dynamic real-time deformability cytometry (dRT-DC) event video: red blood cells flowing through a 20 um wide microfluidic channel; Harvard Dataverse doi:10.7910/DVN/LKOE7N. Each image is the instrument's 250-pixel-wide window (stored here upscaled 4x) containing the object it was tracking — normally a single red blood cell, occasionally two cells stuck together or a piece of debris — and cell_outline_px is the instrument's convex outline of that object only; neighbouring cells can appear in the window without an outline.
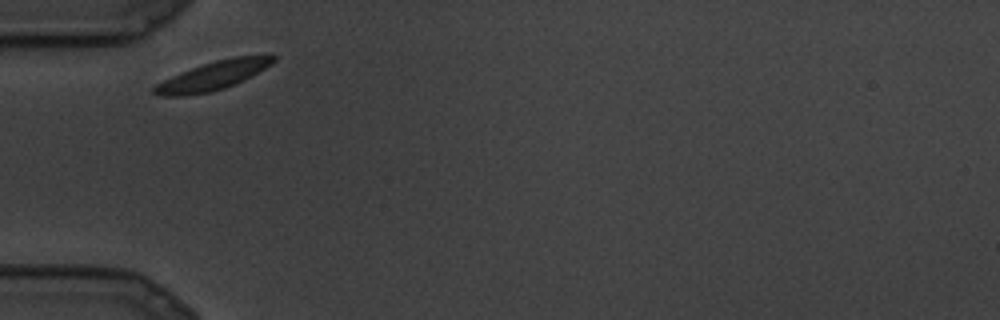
{"species": "common noctule bat (a hibernating species)", "species_latin": "Nyctalus noctula", "temperature_condition": "cold", "stored_images_in_passage": 6, "camera_frame_rate_fps": 3000, "um_per_image_px": 0.085, "animal": {"sex": "male", "body_mass_g": 19.5, "forearm_length_mm": 54.6}, "frame": {"image": 1, "passage_image": 1, "time_ms": 0.0, "image_size_px": [1000, 320], "cell_outline_px": [[276, 60], [272, 64], [224, 88], [212, 92], [188, 96], [160, 96], [152, 92], [152, 88], [156, 84], [172, 76], [192, 68], [216, 60], [236, 56], [276, 56]], "centroid_in_image_um": [18.02, 6.46], "position_along_channel_um": 67.0, "area_um2": 19.31}}
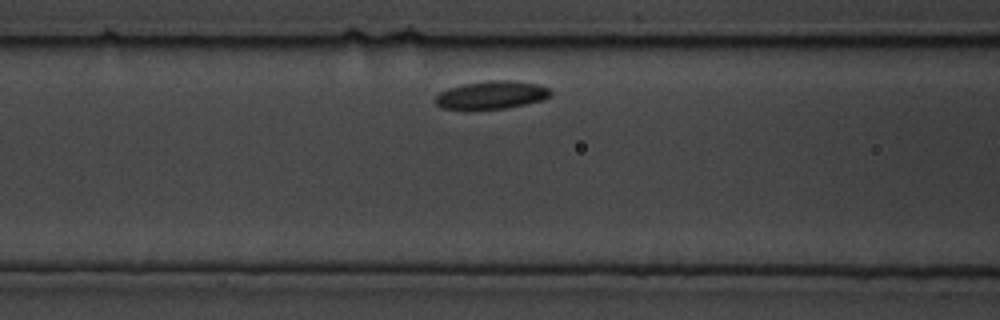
{"frame": {"image": 2, "passage_image": 4, "time_ms": 1.0, "image_size_px": [1000, 320], "cell_outline_px": [[552, 92], [544, 100], [504, 108], [440, 108], [436, 104], [436, 96], [440, 92], [448, 88], [464, 84], [488, 80], [512, 80], [536, 84], [548, 88]], "centroid_in_image_um": [41.79, 8.05], "position_along_channel_um": 124.8, "area_um2": 18.38}}
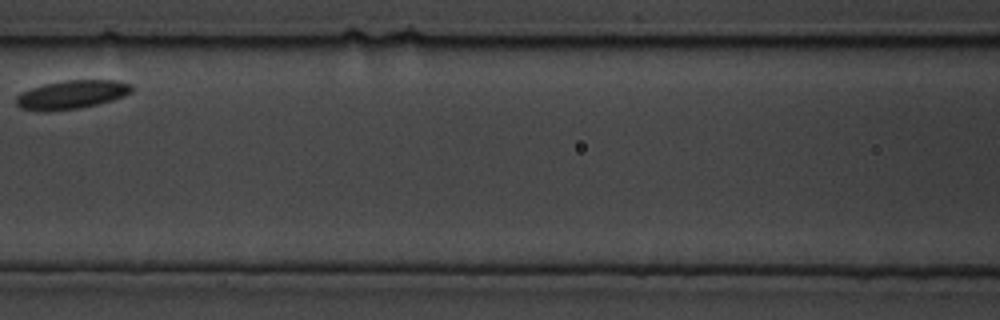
{"frame": {"image": 3, "passage_image": 5, "time_ms": 1.333, "image_size_px": [1000, 320], "cell_outline_px": [[132, 92], [124, 96], [112, 100], [80, 108], [20, 108], [16, 104], [16, 96], [20, 92], [44, 84], [68, 80], [116, 80], [132, 84]], "centroid_in_image_um": [6.17, 7.99], "position_along_channel_um": 160.4, "area_um2": 18.44}}